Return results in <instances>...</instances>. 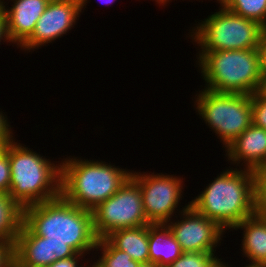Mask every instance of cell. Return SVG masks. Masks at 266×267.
Masks as SVG:
<instances>
[{
	"mask_svg": "<svg viewBox=\"0 0 266 267\" xmlns=\"http://www.w3.org/2000/svg\"><path fill=\"white\" fill-rule=\"evenodd\" d=\"M22 222L47 238L52 264L96 248L92 211L76 206L62 195L22 209Z\"/></svg>",
	"mask_w": 266,
	"mask_h": 267,
	"instance_id": "cell-1",
	"label": "cell"
},
{
	"mask_svg": "<svg viewBox=\"0 0 266 267\" xmlns=\"http://www.w3.org/2000/svg\"><path fill=\"white\" fill-rule=\"evenodd\" d=\"M190 205L223 230L233 229L254 215V171H224Z\"/></svg>",
	"mask_w": 266,
	"mask_h": 267,
	"instance_id": "cell-2",
	"label": "cell"
},
{
	"mask_svg": "<svg viewBox=\"0 0 266 267\" xmlns=\"http://www.w3.org/2000/svg\"><path fill=\"white\" fill-rule=\"evenodd\" d=\"M13 141L8 143L11 169L8 195L11 199L23 209L61 195V164L55 166L43 156Z\"/></svg>",
	"mask_w": 266,
	"mask_h": 267,
	"instance_id": "cell-3",
	"label": "cell"
},
{
	"mask_svg": "<svg viewBox=\"0 0 266 267\" xmlns=\"http://www.w3.org/2000/svg\"><path fill=\"white\" fill-rule=\"evenodd\" d=\"M61 164V195L90 211L114 195L132 173L103 161L70 158Z\"/></svg>",
	"mask_w": 266,
	"mask_h": 267,
	"instance_id": "cell-4",
	"label": "cell"
},
{
	"mask_svg": "<svg viewBox=\"0 0 266 267\" xmlns=\"http://www.w3.org/2000/svg\"><path fill=\"white\" fill-rule=\"evenodd\" d=\"M199 59L205 89L252 95L262 84L259 48L206 51Z\"/></svg>",
	"mask_w": 266,
	"mask_h": 267,
	"instance_id": "cell-5",
	"label": "cell"
},
{
	"mask_svg": "<svg viewBox=\"0 0 266 267\" xmlns=\"http://www.w3.org/2000/svg\"><path fill=\"white\" fill-rule=\"evenodd\" d=\"M221 7L220 11L202 21L191 35L201 46L199 58L206 51L259 48L266 30L257 22L239 16L223 5Z\"/></svg>",
	"mask_w": 266,
	"mask_h": 267,
	"instance_id": "cell-6",
	"label": "cell"
},
{
	"mask_svg": "<svg viewBox=\"0 0 266 267\" xmlns=\"http://www.w3.org/2000/svg\"><path fill=\"white\" fill-rule=\"evenodd\" d=\"M196 102L199 115L225 147L253 124L251 95L203 89Z\"/></svg>",
	"mask_w": 266,
	"mask_h": 267,
	"instance_id": "cell-7",
	"label": "cell"
},
{
	"mask_svg": "<svg viewBox=\"0 0 266 267\" xmlns=\"http://www.w3.org/2000/svg\"><path fill=\"white\" fill-rule=\"evenodd\" d=\"M92 215L98 239L118 229L151 224L145 216L140 186L131 176L114 195L93 209Z\"/></svg>",
	"mask_w": 266,
	"mask_h": 267,
	"instance_id": "cell-8",
	"label": "cell"
},
{
	"mask_svg": "<svg viewBox=\"0 0 266 267\" xmlns=\"http://www.w3.org/2000/svg\"><path fill=\"white\" fill-rule=\"evenodd\" d=\"M139 184L143 209L151 224H167L181 198V178L172 175L131 173Z\"/></svg>",
	"mask_w": 266,
	"mask_h": 267,
	"instance_id": "cell-9",
	"label": "cell"
},
{
	"mask_svg": "<svg viewBox=\"0 0 266 267\" xmlns=\"http://www.w3.org/2000/svg\"><path fill=\"white\" fill-rule=\"evenodd\" d=\"M182 212L183 220L166 224L182 251L214 252L223 229L215 221L197 212L190 204L185 206Z\"/></svg>",
	"mask_w": 266,
	"mask_h": 267,
	"instance_id": "cell-10",
	"label": "cell"
},
{
	"mask_svg": "<svg viewBox=\"0 0 266 267\" xmlns=\"http://www.w3.org/2000/svg\"><path fill=\"white\" fill-rule=\"evenodd\" d=\"M80 12V0H50L34 32L20 47L26 50L38 48L63 36L73 27Z\"/></svg>",
	"mask_w": 266,
	"mask_h": 267,
	"instance_id": "cell-11",
	"label": "cell"
},
{
	"mask_svg": "<svg viewBox=\"0 0 266 267\" xmlns=\"http://www.w3.org/2000/svg\"><path fill=\"white\" fill-rule=\"evenodd\" d=\"M50 0H14L10 9L5 8L0 0L6 15L7 33L10 42L21 46L34 32L36 23Z\"/></svg>",
	"mask_w": 266,
	"mask_h": 267,
	"instance_id": "cell-12",
	"label": "cell"
},
{
	"mask_svg": "<svg viewBox=\"0 0 266 267\" xmlns=\"http://www.w3.org/2000/svg\"><path fill=\"white\" fill-rule=\"evenodd\" d=\"M226 148L229 160L245 161L246 169L256 171L266 167V130L261 127L251 124Z\"/></svg>",
	"mask_w": 266,
	"mask_h": 267,
	"instance_id": "cell-13",
	"label": "cell"
},
{
	"mask_svg": "<svg viewBox=\"0 0 266 267\" xmlns=\"http://www.w3.org/2000/svg\"><path fill=\"white\" fill-rule=\"evenodd\" d=\"M52 264L47 238L35 235L23 222L15 242V267H45Z\"/></svg>",
	"mask_w": 266,
	"mask_h": 267,
	"instance_id": "cell-14",
	"label": "cell"
},
{
	"mask_svg": "<svg viewBox=\"0 0 266 267\" xmlns=\"http://www.w3.org/2000/svg\"><path fill=\"white\" fill-rule=\"evenodd\" d=\"M149 262L167 267L184 252L166 224L148 225Z\"/></svg>",
	"mask_w": 266,
	"mask_h": 267,
	"instance_id": "cell-15",
	"label": "cell"
},
{
	"mask_svg": "<svg viewBox=\"0 0 266 267\" xmlns=\"http://www.w3.org/2000/svg\"><path fill=\"white\" fill-rule=\"evenodd\" d=\"M244 229L243 251L251 264L266 265V218L253 215L233 229Z\"/></svg>",
	"mask_w": 266,
	"mask_h": 267,
	"instance_id": "cell-16",
	"label": "cell"
},
{
	"mask_svg": "<svg viewBox=\"0 0 266 267\" xmlns=\"http://www.w3.org/2000/svg\"><path fill=\"white\" fill-rule=\"evenodd\" d=\"M115 248L137 262H149L148 225L122 228L105 237Z\"/></svg>",
	"mask_w": 266,
	"mask_h": 267,
	"instance_id": "cell-17",
	"label": "cell"
},
{
	"mask_svg": "<svg viewBox=\"0 0 266 267\" xmlns=\"http://www.w3.org/2000/svg\"><path fill=\"white\" fill-rule=\"evenodd\" d=\"M22 223V209L0 192V240L15 243Z\"/></svg>",
	"mask_w": 266,
	"mask_h": 267,
	"instance_id": "cell-18",
	"label": "cell"
},
{
	"mask_svg": "<svg viewBox=\"0 0 266 267\" xmlns=\"http://www.w3.org/2000/svg\"><path fill=\"white\" fill-rule=\"evenodd\" d=\"M220 5L266 30V0H220Z\"/></svg>",
	"mask_w": 266,
	"mask_h": 267,
	"instance_id": "cell-19",
	"label": "cell"
},
{
	"mask_svg": "<svg viewBox=\"0 0 266 267\" xmlns=\"http://www.w3.org/2000/svg\"><path fill=\"white\" fill-rule=\"evenodd\" d=\"M102 248L101 258L92 267H137V261L124 251L115 248L106 238L98 239L95 249Z\"/></svg>",
	"mask_w": 266,
	"mask_h": 267,
	"instance_id": "cell-20",
	"label": "cell"
},
{
	"mask_svg": "<svg viewBox=\"0 0 266 267\" xmlns=\"http://www.w3.org/2000/svg\"><path fill=\"white\" fill-rule=\"evenodd\" d=\"M254 215L266 218V172L254 171Z\"/></svg>",
	"mask_w": 266,
	"mask_h": 267,
	"instance_id": "cell-21",
	"label": "cell"
},
{
	"mask_svg": "<svg viewBox=\"0 0 266 267\" xmlns=\"http://www.w3.org/2000/svg\"><path fill=\"white\" fill-rule=\"evenodd\" d=\"M214 258L213 252H184L167 267H206Z\"/></svg>",
	"mask_w": 266,
	"mask_h": 267,
	"instance_id": "cell-22",
	"label": "cell"
},
{
	"mask_svg": "<svg viewBox=\"0 0 266 267\" xmlns=\"http://www.w3.org/2000/svg\"><path fill=\"white\" fill-rule=\"evenodd\" d=\"M253 124L266 130V97L259 91L251 95Z\"/></svg>",
	"mask_w": 266,
	"mask_h": 267,
	"instance_id": "cell-23",
	"label": "cell"
},
{
	"mask_svg": "<svg viewBox=\"0 0 266 267\" xmlns=\"http://www.w3.org/2000/svg\"><path fill=\"white\" fill-rule=\"evenodd\" d=\"M11 182V169L8 157V144L0 152V192L9 194Z\"/></svg>",
	"mask_w": 266,
	"mask_h": 267,
	"instance_id": "cell-24",
	"label": "cell"
},
{
	"mask_svg": "<svg viewBox=\"0 0 266 267\" xmlns=\"http://www.w3.org/2000/svg\"><path fill=\"white\" fill-rule=\"evenodd\" d=\"M0 267H15V243L0 240Z\"/></svg>",
	"mask_w": 266,
	"mask_h": 267,
	"instance_id": "cell-25",
	"label": "cell"
},
{
	"mask_svg": "<svg viewBox=\"0 0 266 267\" xmlns=\"http://www.w3.org/2000/svg\"><path fill=\"white\" fill-rule=\"evenodd\" d=\"M8 127L6 117L0 112V143H9L12 140V131Z\"/></svg>",
	"mask_w": 266,
	"mask_h": 267,
	"instance_id": "cell-26",
	"label": "cell"
},
{
	"mask_svg": "<svg viewBox=\"0 0 266 267\" xmlns=\"http://www.w3.org/2000/svg\"><path fill=\"white\" fill-rule=\"evenodd\" d=\"M261 76L266 77V31L262 34L259 44Z\"/></svg>",
	"mask_w": 266,
	"mask_h": 267,
	"instance_id": "cell-27",
	"label": "cell"
},
{
	"mask_svg": "<svg viewBox=\"0 0 266 267\" xmlns=\"http://www.w3.org/2000/svg\"><path fill=\"white\" fill-rule=\"evenodd\" d=\"M80 256L82 255L77 253L75 256H72L67 259L57 260L53 264L45 266V267H78L77 258H79Z\"/></svg>",
	"mask_w": 266,
	"mask_h": 267,
	"instance_id": "cell-28",
	"label": "cell"
},
{
	"mask_svg": "<svg viewBox=\"0 0 266 267\" xmlns=\"http://www.w3.org/2000/svg\"><path fill=\"white\" fill-rule=\"evenodd\" d=\"M3 37L8 40L7 42L10 41L7 33L6 15L3 7H0V42Z\"/></svg>",
	"mask_w": 266,
	"mask_h": 267,
	"instance_id": "cell-29",
	"label": "cell"
},
{
	"mask_svg": "<svg viewBox=\"0 0 266 267\" xmlns=\"http://www.w3.org/2000/svg\"><path fill=\"white\" fill-rule=\"evenodd\" d=\"M228 264H223L218 258H214L206 267H227ZM229 267V266H228Z\"/></svg>",
	"mask_w": 266,
	"mask_h": 267,
	"instance_id": "cell-30",
	"label": "cell"
},
{
	"mask_svg": "<svg viewBox=\"0 0 266 267\" xmlns=\"http://www.w3.org/2000/svg\"><path fill=\"white\" fill-rule=\"evenodd\" d=\"M259 92L266 97V77H262V84Z\"/></svg>",
	"mask_w": 266,
	"mask_h": 267,
	"instance_id": "cell-31",
	"label": "cell"
},
{
	"mask_svg": "<svg viewBox=\"0 0 266 267\" xmlns=\"http://www.w3.org/2000/svg\"><path fill=\"white\" fill-rule=\"evenodd\" d=\"M137 267H158L155 263L151 262H140Z\"/></svg>",
	"mask_w": 266,
	"mask_h": 267,
	"instance_id": "cell-32",
	"label": "cell"
},
{
	"mask_svg": "<svg viewBox=\"0 0 266 267\" xmlns=\"http://www.w3.org/2000/svg\"><path fill=\"white\" fill-rule=\"evenodd\" d=\"M104 1V0H103ZM114 0H105L104 1V3L105 4H111L112 2H113ZM86 2H87V0H80V5H81V10H82V8L86 5Z\"/></svg>",
	"mask_w": 266,
	"mask_h": 267,
	"instance_id": "cell-33",
	"label": "cell"
},
{
	"mask_svg": "<svg viewBox=\"0 0 266 267\" xmlns=\"http://www.w3.org/2000/svg\"><path fill=\"white\" fill-rule=\"evenodd\" d=\"M245 267H266V265L249 264L248 266Z\"/></svg>",
	"mask_w": 266,
	"mask_h": 267,
	"instance_id": "cell-34",
	"label": "cell"
},
{
	"mask_svg": "<svg viewBox=\"0 0 266 267\" xmlns=\"http://www.w3.org/2000/svg\"><path fill=\"white\" fill-rule=\"evenodd\" d=\"M8 143H0V152L6 147Z\"/></svg>",
	"mask_w": 266,
	"mask_h": 267,
	"instance_id": "cell-35",
	"label": "cell"
},
{
	"mask_svg": "<svg viewBox=\"0 0 266 267\" xmlns=\"http://www.w3.org/2000/svg\"><path fill=\"white\" fill-rule=\"evenodd\" d=\"M167 1H169V0H157V2L160 4H162V3L165 4Z\"/></svg>",
	"mask_w": 266,
	"mask_h": 267,
	"instance_id": "cell-36",
	"label": "cell"
}]
</instances>
